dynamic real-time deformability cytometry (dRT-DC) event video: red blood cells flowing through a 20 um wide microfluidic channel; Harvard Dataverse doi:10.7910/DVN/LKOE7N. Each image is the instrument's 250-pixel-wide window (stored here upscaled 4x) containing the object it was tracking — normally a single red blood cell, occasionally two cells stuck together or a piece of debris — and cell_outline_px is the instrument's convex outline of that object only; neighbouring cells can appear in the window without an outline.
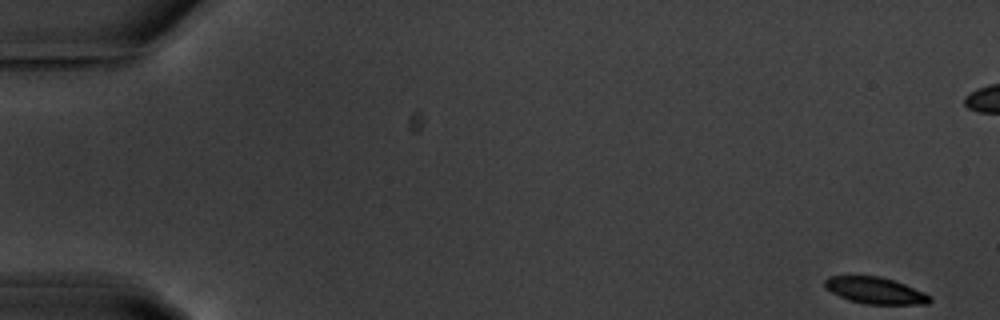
{"species": "common noctule bat (a hibernating species)", "species_latin": "Nyctalus noctula", "temperature_condition": "warm", "stored_images_in_passage": 56, "camera_frame_rate_fps": 3000, "um_per_image_px": 0.085, "animal": {"sex": "male", "body_mass_g": 20.1, "forearm_length_mm": 53.5}, "frame": {"image": 1, "passage_image": 1, "time_ms": 0.0, "image_size_px": [1000, 320], "cell_outline_px": [[932, 300], [928, 304], [864, 304], [848, 300], [824, 288], [824, 280], [828, 276], [880, 276], [904, 284], [924, 292], [932, 296]], "centroid_in_image_um": [74.39, 24.7], "position_along_channel_um": 10.6, "area_um2": 16.3}}
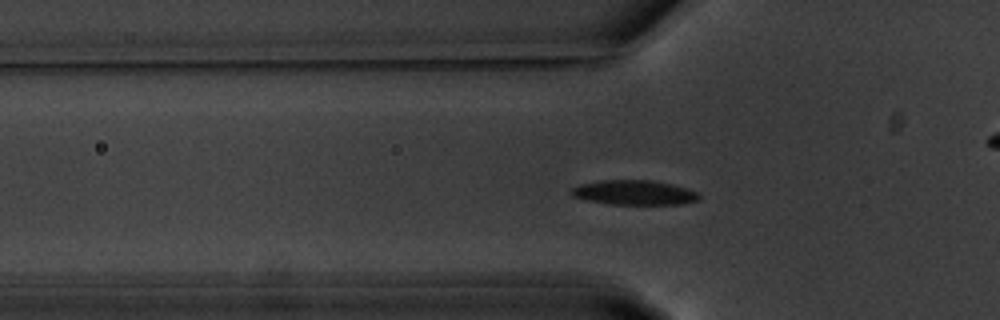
{"frame": {"image": 2, "passage_image": 18, "time_ms": 5.667, "image_size_px": [1000, 320], "cell_outline_px": [[700, 200], [684, 204], [608, 204], [584, 200], [572, 196], [568, 192], [572, 188], [580, 184], [600, 180], [652, 180], [672, 184], [688, 188], [700, 192]], "centroid_in_image_um": [53.92, 16.37], "position_along_channel_um": 71.9, "area_um2": 18.73}}
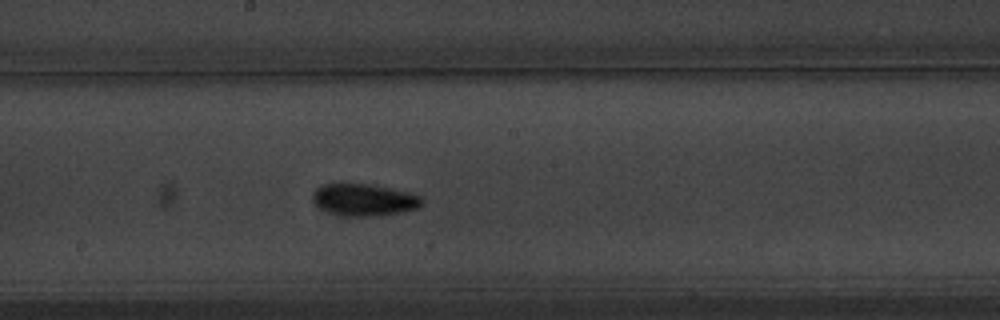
{"frame": {"image": 3, "passage_image": 30, "time_ms": 9.667, "image_size_px": [1000, 320], "cell_outline_px": [[424, 204], [420, 208], [380, 216], [344, 216], [328, 212], [320, 208], [312, 200], [312, 192], [316, 188], [324, 184], [368, 184], [408, 192], [420, 196], [424, 200]], "centroid_in_image_um": [30.95, 17.0], "position_along_channel_um": 217.2, "area_um2": 20.46}, "authors_computed_cell_mechanics": {"area_um2": 18.0625, "velocity_mm_per_s": 3.6285, "shape_relaxation_time_tau1_ms": 1.6685, "shape_relaxation_time_tau2_ms": null, "deformation_change_tau1": 0.0991, "deformation_change_tau2": null}}